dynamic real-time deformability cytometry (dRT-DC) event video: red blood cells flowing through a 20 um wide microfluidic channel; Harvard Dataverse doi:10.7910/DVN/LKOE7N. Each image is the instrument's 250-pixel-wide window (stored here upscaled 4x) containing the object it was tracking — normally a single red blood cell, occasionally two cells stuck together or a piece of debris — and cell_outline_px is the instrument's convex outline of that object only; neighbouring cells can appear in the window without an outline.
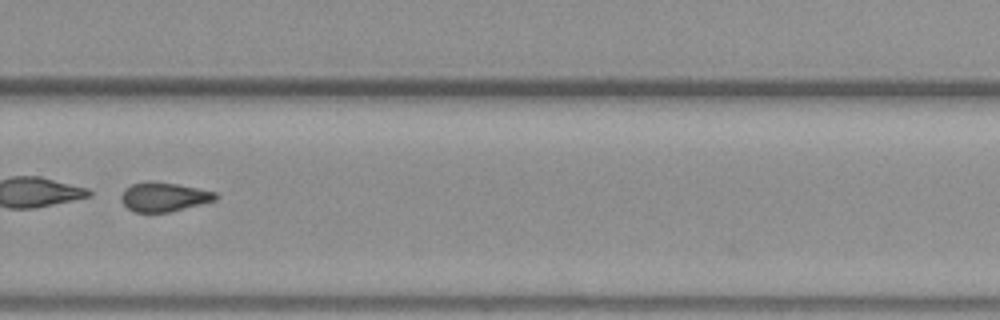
{"species": "common noctule bat (a hibernating species)", "species_latin": "Nyctalus noctula", "temperature_condition": "warm", "stored_images_in_passage": 34, "camera_frame_rate_fps": 3000, "um_per_image_px": 0.085, "animal": {"sex": "female", "body_mass_g": 19.3, "forearm_length_mm": 54.1}, "frame": {"image": 1, "passage_image": 25, "time_ms": 8.0, "image_size_px": [1000, 320], "cell_outline_px": [[220, 196], [216, 200], [168, 212], [136, 212], [128, 208], [120, 200], [120, 196], [124, 188], [132, 184], [148, 180], [152, 180], [176, 184], [216, 192]], "centroid_in_image_um": [13.9, 16.72], "position_along_channel_um": 315.9, "area_um2": 16.07}}